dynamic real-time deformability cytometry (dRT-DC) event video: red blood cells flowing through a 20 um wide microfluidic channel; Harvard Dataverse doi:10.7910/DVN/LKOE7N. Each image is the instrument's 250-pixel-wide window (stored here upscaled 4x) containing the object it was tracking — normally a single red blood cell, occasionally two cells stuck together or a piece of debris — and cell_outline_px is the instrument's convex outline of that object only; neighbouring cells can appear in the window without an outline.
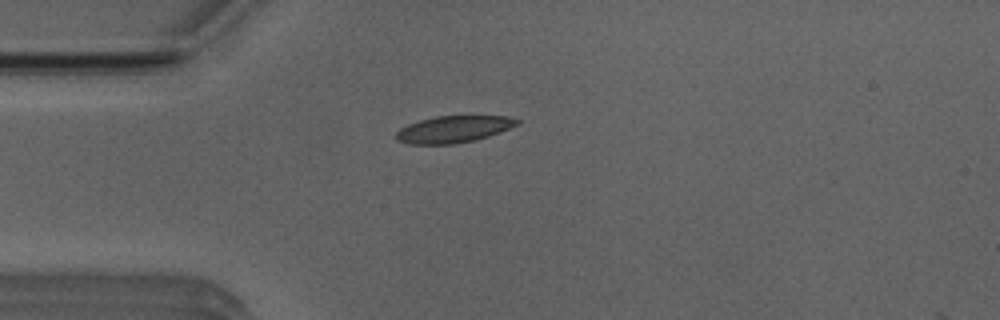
{"species": "Egyptian fruit bat (a non-hibernating species)", "species_latin": "Rousettus aegyptiacus", "temperature_condition": "room temperature", "stored_images_in_passage": 34, "camera_frame_rate_fps": 3000, "um_per_image_px": 0.085, "animal": {"sex": "male"}, "frame": {"image": 1, "passage_image": 1, "time_ms": 0.0, "image_size_px": [1000, 320], "cell_outline_px": [[520, 124], [500, 132], [476, 140], [452, 144], [408, 144], [396, 140], [396, 132], [400, 128], [408, 124], [420, 120], [436, 116], [508, 116], [520, 120]], "centroid_in_image_um": [38.56, 10.98], "position_along_channel_um": 46.4, "area_um2": 18.96}}
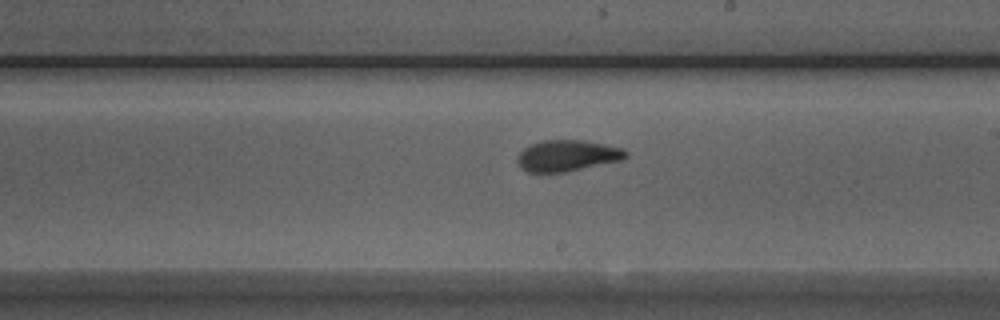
{"frame": {"image": 2, "passage_image": 17, "time_ms": 5.333, "image_size_px": [1000, 320], "cell_outline_px": [[628, 156], [620, 160], [564, 172], [528, 172], [520, 168], [516, 160], [516, 156], [524, 148], [540, 140], [584, 140], [624, 148], [628, 152]], "centroid_in_image_um": [48.19, 13.22], "position_along_channel_um": 240.8, "area_um2": 19.71}}
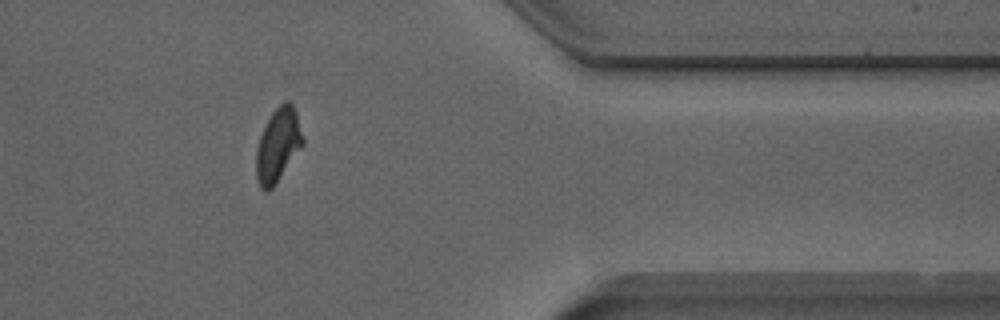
{"frame": {"image": 3, "passage_image": 30, "time_ms": 9.667, "image_size_px": [1000, 320], "cell_outline_px": [[304, 144], [272, 188], [268, 192], [264, 192], [260, 188], [256, 180], [256, 148], [260, 136], [272, 112], [284, 100], [288, 100], [292, 104], [296, 112], [304, 140]], "centroid_in_image_um": [23.62, 12.35], "position_along_channel_um": 387.8, "area_um2": 19.94}, "authors_computed_cell_mechanics": {"area_um2": 19.9121, "velocity_mm_per_s": 3.9024, "shape_relaxation_time_tau1_ms": 3.8419, "shape_relaxation_time_tau2_ms": 1.7085, "deformation_change_tau1": 0.1637, "deformation_change_tau2": 0.0748}}